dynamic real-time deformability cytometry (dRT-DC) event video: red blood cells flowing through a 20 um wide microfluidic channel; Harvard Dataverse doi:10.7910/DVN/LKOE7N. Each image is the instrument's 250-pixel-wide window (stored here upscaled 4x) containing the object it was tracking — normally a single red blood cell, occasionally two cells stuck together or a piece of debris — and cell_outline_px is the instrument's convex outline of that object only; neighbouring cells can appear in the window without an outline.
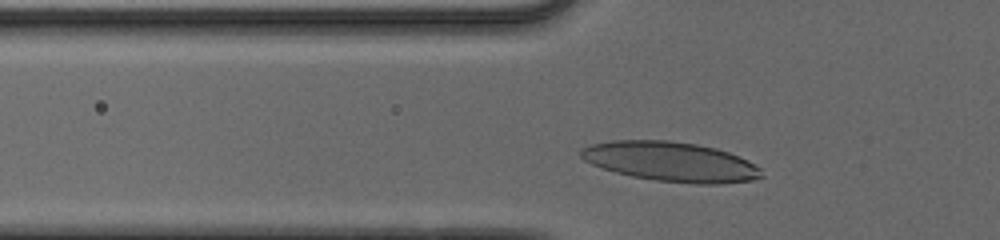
{"species": "human", "species_latin": "Homo sapiens", "temperature_condition": "cold", "stored_images_in_passage": 31, "camera_frame_rate_fps": 3000, "um_per_image_px": 0.085, "donor": {"sex": "male"}, "frame": {"image": 1, "passage_image": 5, "time_ms": 1.333, "image_size_px": [1000, 240], "cell_outline_px": [[764, 176], [752, 180], [720, 184], [700, 184], [656, 180], [632, 176], [616, 172], [592, 164], [584, 160], [580, 156], [580, 152], [584, 148], [592, 144], [612, 140], [668, 140], [696, 144], [716, 148], [728, 152], [748, 160], [760, 168]], "centroid_in_image_um": [57.05, 13.74], "position_along_channel_um": 68.8, "area_um2": 41.5}}
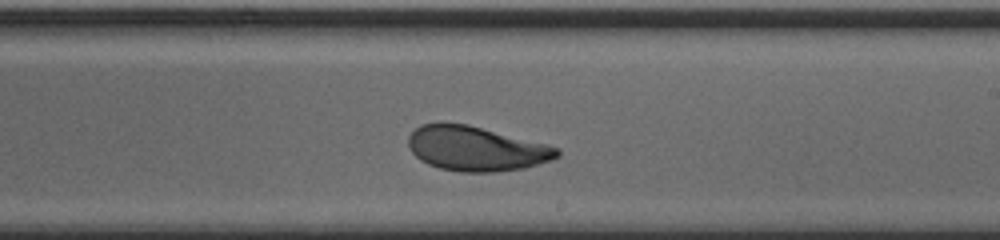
{"frame": {"image": 2, "passage_image": 19, "time_ms": 6.0, "image_size_px": [1000, 240], "cell_outline_px": [[560, 156], [552, 160], [524, 168], [496, 172], [460, 172], [440, 168], [428, 164], [420, 160], [412, 152], [408, 144], [408, 136], [420, 124], [440, 120], [444, 120], [468, 124], [548, 144], [560, 148]], "centroid_in_image_um": [40.45, 12.6], "position_along_channel_um": 248.5, "area_um2": 39.42}}
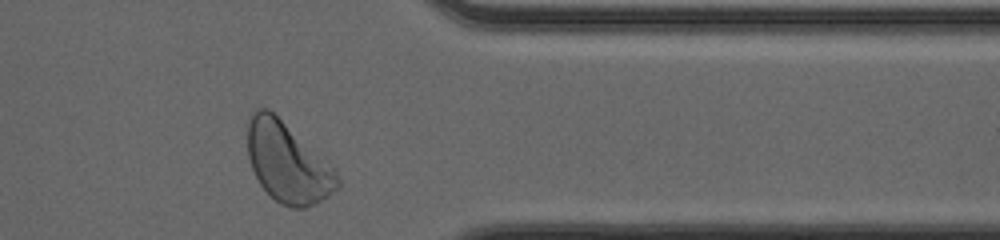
{"frame": {"image": 3, "passage_image": 30, "time_ms": 9.667, "image_size_px": [1000, 240], "cell_outline_px": [[340, 188], [328, 196], [304, 208], [292, 208], [280, 204], [260, 184], [252, 168], [248, 156], [248, 120], [252, 112], [256, 108], [268, 108], [328, 156], [336, 168], [340, 176]], "centroid_in_image_um": [24.53, 13.78], "position_along_channel_um": 386.9, "area_um2": 43.0}, "authors_computed_cell_mechanics": {"area_um2": 38.8994, "velocity_mm_per_s": 3.9442, "shape_relaxation_time_tau1_ms": 3.0476, "shape_relaxation_time_tau2_ms": 1.0355, "deformation_change_tau1": 0.1551, "deformation_change_tau2": 0.0661}}